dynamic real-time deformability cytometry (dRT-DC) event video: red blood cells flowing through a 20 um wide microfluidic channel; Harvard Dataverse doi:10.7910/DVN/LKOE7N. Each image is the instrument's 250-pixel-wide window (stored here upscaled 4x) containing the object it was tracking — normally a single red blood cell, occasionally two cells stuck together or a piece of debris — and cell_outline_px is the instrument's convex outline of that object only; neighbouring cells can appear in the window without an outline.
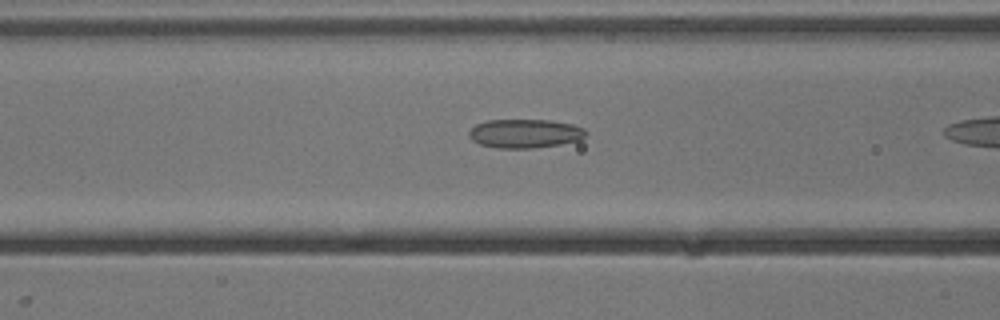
{"species": "common noctule bat (a hibernating species)", "species_latin": "Nyctalus noctula", "temperature_condition": "cold", "stored_images_in_passage": 25, "camera_frame_rate_fps": 3000, "um_per_image_px": 0.085, "animal": {"sex": "male", "body_mass_g": 13.3}, "frame": {"image": 1, "passage_image": 18, "time_ms": 5.667, "image_size_px": [1000, 320], "cell_outline_px": [[588, 132], [580, 140], [560, 144], [532, 148], [496, 148], [480, 144], [472, 140], [468, 136], [468, 132], [476, 124], [488, 120], [552, 120], [572, 124], [584, 128]], "centroid_in_image_um": [44.62, 11.34], "position_along_channel_um": 122.0, "area_um2": 19.71}}